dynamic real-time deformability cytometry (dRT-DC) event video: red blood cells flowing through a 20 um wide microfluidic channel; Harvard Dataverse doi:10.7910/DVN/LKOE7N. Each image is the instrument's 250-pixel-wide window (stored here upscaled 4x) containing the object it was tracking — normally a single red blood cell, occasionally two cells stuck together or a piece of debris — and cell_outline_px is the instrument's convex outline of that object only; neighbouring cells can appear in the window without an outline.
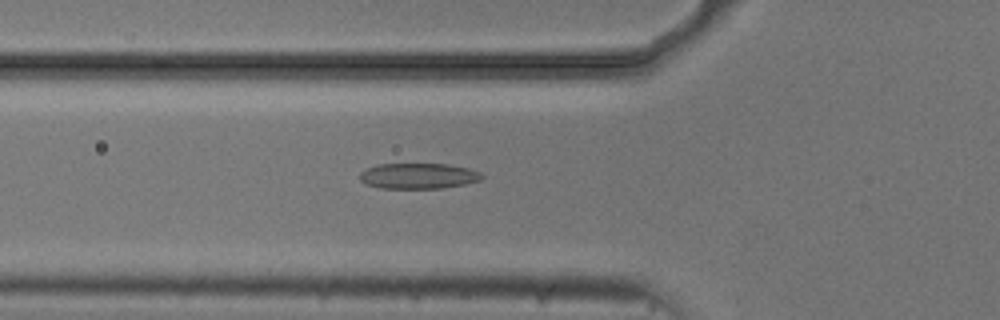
{"species": "common noctule bat (a hibernating species)", "species_latin": "Nyctalus noctula", "temperature_condition": "cold", "stored_images_in_passage": 29, "camera_frame_rate_fps": 3000, "um_per_image_px": 0.085, "animal": {"sex": "male", "body_mass_g": 20.5, "forearm_length_mm": 52.5}, "frame": {"image": 1, "passage_image": 6, "time_ms": 1.667, "image_size_px": [1000, 320], "cell_outline_px": [[484, 176], [480, 180], [464, 184], [440, 188], [380, 188], [368, 184], [360, 180], [360, 172], [364, 168], [376, 164], [448, 164], [468, 168], [480, 172]], "centroid_in_image_um": [35.53, 14.94], "position_along_channel_um": 90.3, "area_um2": 18.21}}
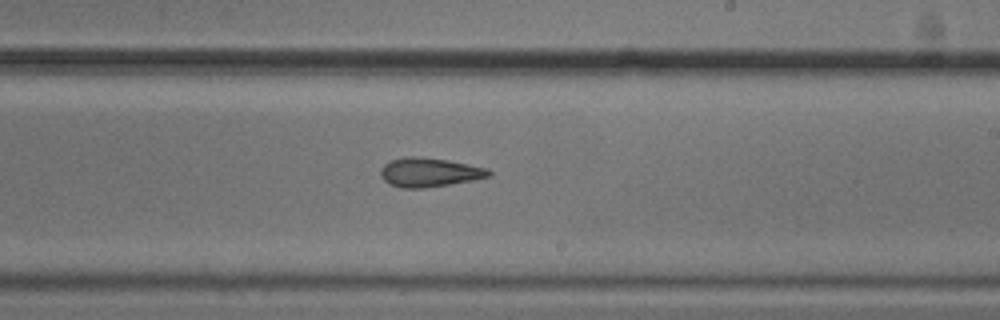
{"frame": {"image": 2, "passage_image": 19, "time_ms": 6.0, "image_size_px": [1000, 320], "cell_outline_px": [[492, 176], [472, 180], [424, 188], [400, 188], [384, 180], [380, 176], [380, 168], [384, 164], [392, 160], [408, 156], [416, 156], [448, 160], [488, 168], [492, 172]], "centroid_in_image_um": [36.5, 14.64], "position_along_channel_um": 252.5, "area_um2": 18.26}}
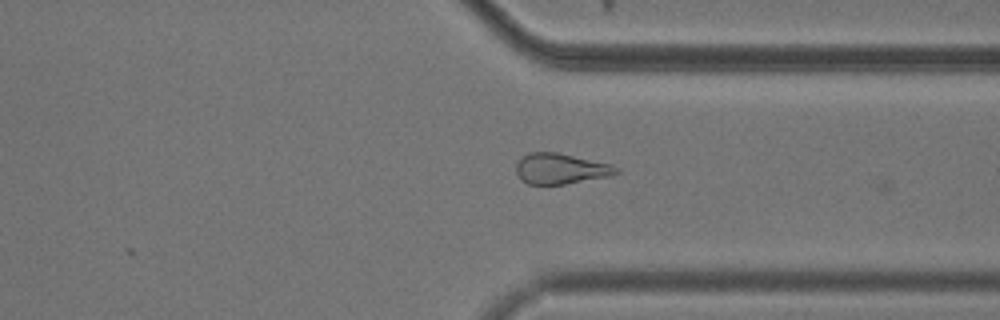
{"frame": {"image": 3, "passage_image": 28, "time_ms": 9.0, "image_size_px": [1000, 320], "cell_outline_px": [[620, 172], [612, 176], [564, 184], [528, 184], [520, 180], [516, 172], [516, 164], [528, 152], [556, 152], [608, 164], [620, 168]], "centroid_in_image_um": [47.65, 14.35], "position_along_channel_um": 363.8, "area_um2": 17.74}}